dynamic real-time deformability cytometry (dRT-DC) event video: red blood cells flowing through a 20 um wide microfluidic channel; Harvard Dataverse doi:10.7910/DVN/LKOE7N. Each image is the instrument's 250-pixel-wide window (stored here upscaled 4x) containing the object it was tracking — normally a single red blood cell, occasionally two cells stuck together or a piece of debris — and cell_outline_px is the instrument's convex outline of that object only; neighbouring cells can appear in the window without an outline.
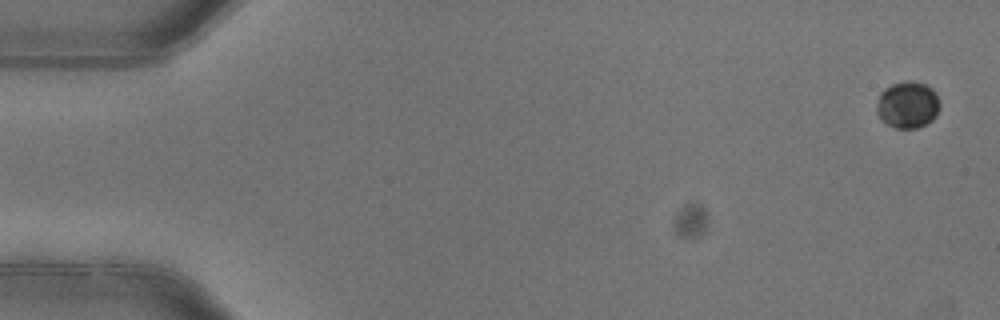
{"species": "common noctule bat (a hibernating species)", "species_latin": "Nyctalus noctula", "temperature_condition": "warm", "stored_images_in_passage": 5, "segment_of_instrument_passage": [2, 2], "camera_frame_rate_fps": 3000, "um_per_image_px": 0.085, "animal": {"sex": "female"}, "frame": {"image": 1, "passage_image": 5, "time_ms": 1.333, "image_size_px": [1000, 320], "cell_outline_px": [[940, 108], [936, 116], [932, 120], [916, 128], [896, 128], [888, 124], [876, 112], [876, 104], [880, 92], [884, 88], [892, 84], [904, 80], [912, 80], [924, 84], [932, 88], [936, 92], [940, 104]], "centroid_in_image_um": [77.16, 8.88], "position_along_channel_um": 7.8, "area_um2": 17.34}}